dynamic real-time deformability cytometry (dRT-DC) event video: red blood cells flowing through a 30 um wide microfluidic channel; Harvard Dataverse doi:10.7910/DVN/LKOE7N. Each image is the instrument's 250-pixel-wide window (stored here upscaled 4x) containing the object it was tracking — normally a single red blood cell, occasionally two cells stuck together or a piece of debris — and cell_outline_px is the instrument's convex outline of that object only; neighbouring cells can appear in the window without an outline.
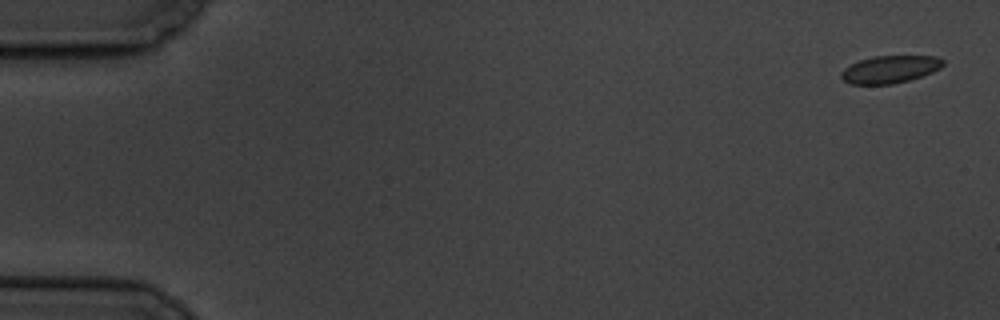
{"species": "common noctule bat (a hibernating species)", "species_latin": "Nyctalus noctula", "temperature_condition": "cold", "stored_images_in_passage": 5, "camera_frame_rate_fps": 3000, "um_per_image_px": 0.085, "animal": {"sex": "male", "body_mass_g": 19.5, "forearm_length_mm": 54.6}, "frame": {"image": 1, "passage_image": 1, "time_ms": 0.0, "image_size_px": [1000, 320], "cell_outline_px": [[944, 64], [940, 68], [932, 72], [908, 80], [892, 84], [852, 84], [844, 80], [840, 76], [840, 72], [844, 68], [860, 60], [876, 56], [936, 56], [944, 60]], "centroid_in_image_um": [75.65, 5.89], "position_along_channel_um": 9.4, "area_um2": 16.13}}
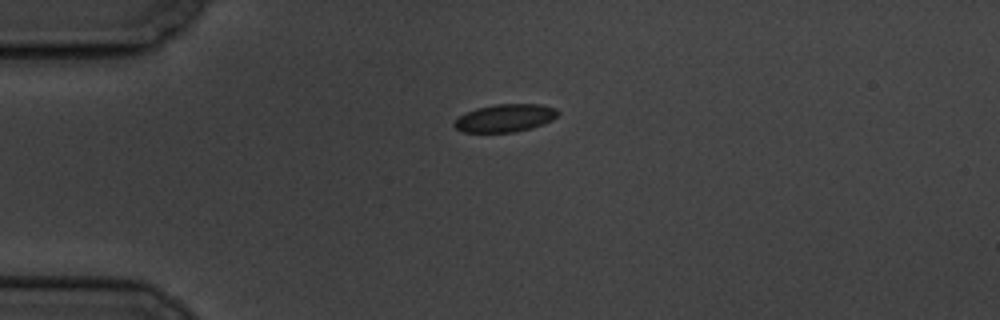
{"frame": {"image": 2, "passage_image": 4, "time_ms": 4.333, "image_size_px": [1000, 320], "cell_outline_px": [[560, 112], [552, 120], [532, 128], [516, 132], [464, 132], [456, 128], [452, 124], [460, 116], [476, 108], [496, 104], [540, 104], [556, 108]], "centroid_in_image_um": [42.96, 10.03], "position_along_channel_um": 42.0, "area_um2": 16.7}}